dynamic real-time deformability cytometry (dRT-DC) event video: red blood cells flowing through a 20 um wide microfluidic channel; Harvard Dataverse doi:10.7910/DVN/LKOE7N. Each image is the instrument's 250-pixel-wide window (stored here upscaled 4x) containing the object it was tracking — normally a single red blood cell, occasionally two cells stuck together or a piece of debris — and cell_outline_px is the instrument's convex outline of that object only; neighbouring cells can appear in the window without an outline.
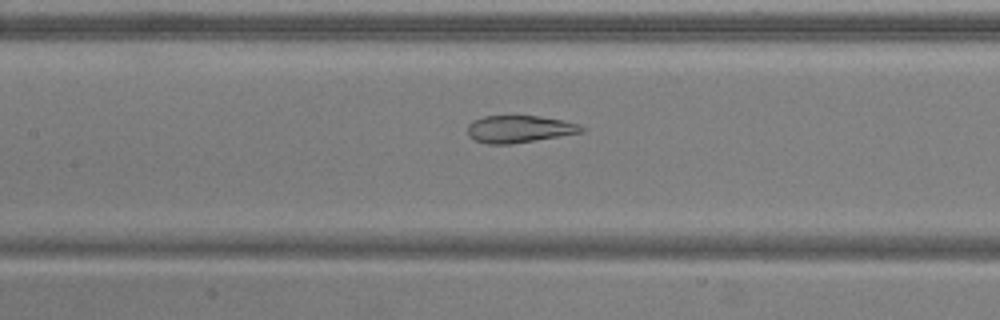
{"species": "common noctule bat (a hibernating species)", "species_latin": "Nyctalus noctula", "temperature_condition": "warm", "stored_images_in_passage": 53, "camera_frame_rate_fps": 3000, "um_per_image_px": 0.085, "animal": {"sex": "male", "body_mass_g": 20.5, "forearm_length_mm": 52.5}, "frame": {"image": 1, "passage_image": 24, "time_ms": 7.667, "image_size_px": [1000, 320], "cell_outline_px": [[584, 132], [536, 140], [508, 144], [488, 144], [476, 140], [468, 136], [468, 124], [472, 120], [484, 116], [540, 116], [564, 120], [580, 124], [584, 128]], "centroid_in_image_um": [44.15, 10.96], "position_along_channel_um": 163.3, "area_um2": 18.09}}
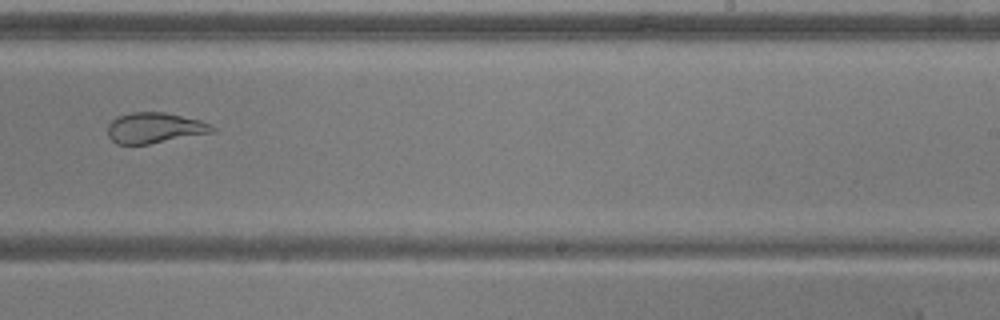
{"frame": {"image": 2, "passage_image": 33, "time_ms": 10.667, "image_size_px": [1000, 320], "cell_outline_px": [[216, 128], [212, 132], [148, 144], [116, 144], [108, 136], [108, 124], [112, 120], [120, 116], [132, 112], [164, 112], [200, 120], [212, 124]], "centroid_in_image_um": [13.14, 10.87], "position_along_channel_um": 275.9, "area_um2": 18.44}}
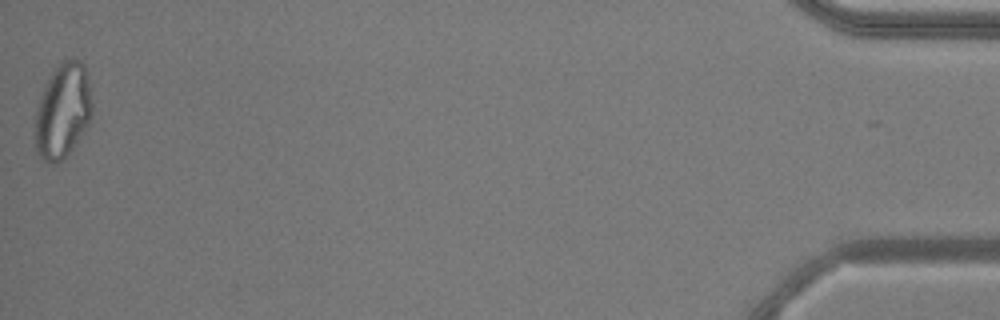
{"frame": {"image": 3, "passage_image": 53, "time_ms": 17.333, "image_size_px": [1000, 320], "cell_outline_px": [[92, 116], [88, 124], [72, 148], [56, 164], [48, 164], [36, 152], [36, 112], [40, 96], [52, 72], [64, 60], [80, 60], [84, 64], [92, 100]], "centroid_in_image_um": [5.34, 9.44], "position_along_channel_um": 429.9, "area_um2": 30.92}, "authors_computed_cell_mechanics": {"area_um2": 25.3164, "velocity_mm_per_s": 3.7732, "shape_relaxation_time_tau1_ms": null, "shape_relaxation_time_tau2_ms": 1.3139, "deformation_change_tau1": null, "deformation_change_tau2": 0.0635}}